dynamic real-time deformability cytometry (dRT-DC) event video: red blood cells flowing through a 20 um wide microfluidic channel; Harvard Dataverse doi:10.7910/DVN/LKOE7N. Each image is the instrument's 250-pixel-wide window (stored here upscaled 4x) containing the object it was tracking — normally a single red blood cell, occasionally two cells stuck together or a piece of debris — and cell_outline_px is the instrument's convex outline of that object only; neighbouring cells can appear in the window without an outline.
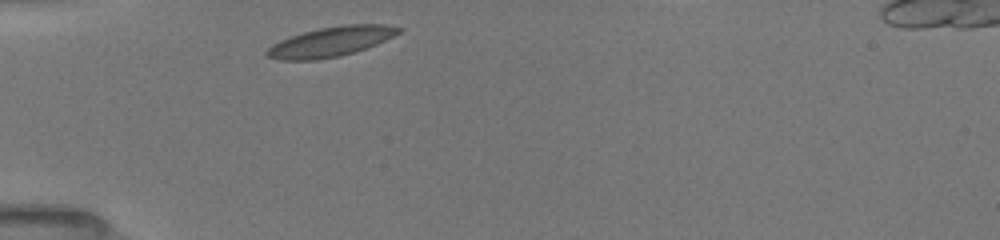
{"species": "common noctule bat (a hibernating species)", "species_latin": "Nyctalus noctula", "temperature_condition": "room temperature", "stored_images_in_passage": 4, "camera_frame_rate_fps": 3000, "um_per_image_px": 0.085, "animal": {"sex": "female", "body_mass_g": 19.5, "forearm_length_mm": 54.1}, "frame": {"image": 1, "passage_image": 1, "time_ms": 0.0, "image_size_px": [1000, 240], "cell_outline_px": [[404, 28], [400, 32], [376, 44], [340, 56], [316, 60], [276, 60], [268, 56], [264, 52], [272, 44], [280, 40], [304, 32], [320, 28], [344, 24], [388, 24]], "centroid_in_image_um": [28.11, 3.54], "position_along_channel_um": 56.9, "area_um2": 22.72}}
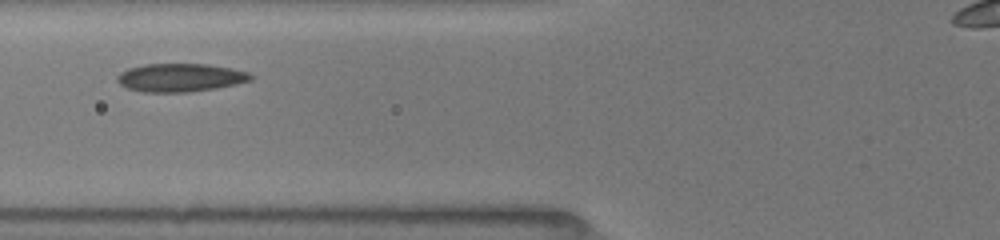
{"frame": {"image": 2, "passage_image": 3, "time_ms": 0.667, "image_size_px": [1000, 240], "cell_outline_px": [[252, 80], [236, 84], [216, 88], [188, 92], [144, 92], [128, 88], [120, 84], [116, 80], [116, 76], [120, 72], [128, 68], [144, 64], [208, 64], [232, 68], [248, 72], [252, 76]], "centroid_in_image_um": [15.31, 6.59], "position_along_channel_um": 110.5, "area_um2": 22.02}}